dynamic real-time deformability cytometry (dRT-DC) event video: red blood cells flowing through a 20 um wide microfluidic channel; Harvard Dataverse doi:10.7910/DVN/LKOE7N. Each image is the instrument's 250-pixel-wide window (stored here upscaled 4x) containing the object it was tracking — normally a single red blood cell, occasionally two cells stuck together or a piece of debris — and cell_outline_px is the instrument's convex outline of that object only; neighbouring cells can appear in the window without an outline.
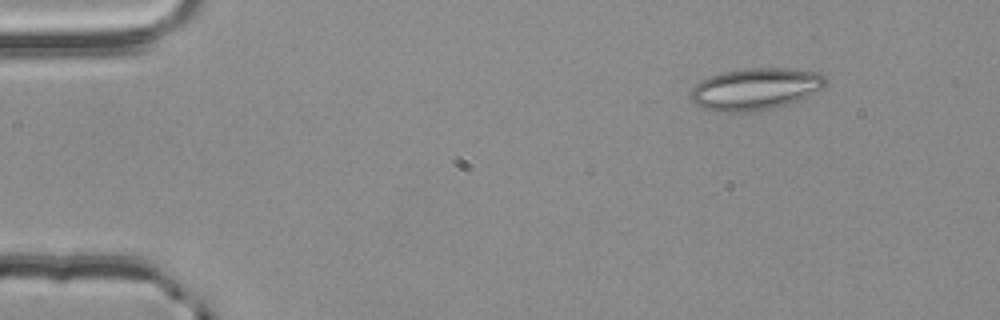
{"species": "common noctule bat (a hibernating species)", "species_latin": "Nyctalus noctula", "temperature_condition": "room temperature", "stored_images_in_passage": 20, "camera_frame_rate_fps": 3000, "um_per_image_px": 0.085, "animal": {"sex": "male", "body_mass_g": 20.4}, "frame": {"image": 1, "passage_image": 1, "time_ms": 0.0, "image_size_px": [1000, 320], "cell_outline_px": [[828, 84], [796, 100], [772, 108], [732, 116], [712, 112], [692, 104], [688, 96], [692, 88], [700, 80], [708, 76], [740, 68], [792, 68], [820, 72], [828, 80]], "centroid_in_image_um": [64.09, 7.59], "position_along_channel_um": 20.9, "area_um2": 33.87}}